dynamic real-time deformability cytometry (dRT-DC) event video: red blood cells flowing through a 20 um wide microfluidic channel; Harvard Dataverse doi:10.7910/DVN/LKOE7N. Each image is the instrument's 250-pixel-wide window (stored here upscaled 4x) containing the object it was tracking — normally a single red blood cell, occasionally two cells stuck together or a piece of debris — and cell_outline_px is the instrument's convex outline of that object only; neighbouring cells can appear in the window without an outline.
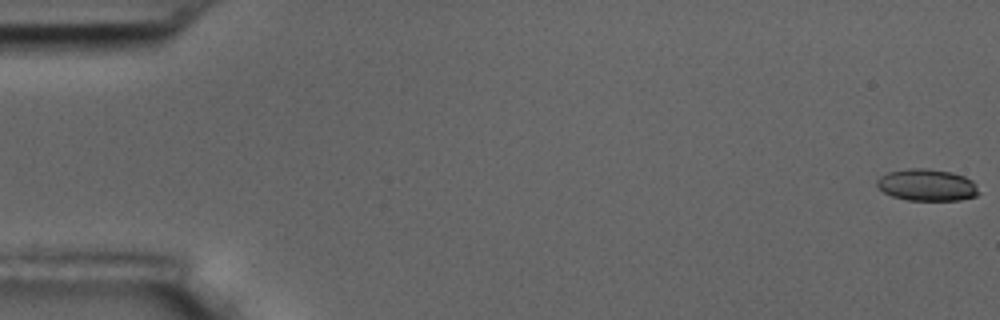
{"species": "common noctule bat (a hibernating species)", "species_latin": "Nyctalus noctula", "temperature_condition": "room temperature", "stored_images_in_passage": 51, "camera_frame_rate_fps": 3000, "um_per_image_px": 0.085, "animal": {"sex": "male", "body_mass_g": 17.5, "forearm_length_mm": 52.3}, "frame": {"image": 1, "passage_image": 1, "time_ms": 0.0, "image_size_px": [1000, 320], "cell_outline_px": [[980, 192], [976, 196], [960, 200], [908, 200], [892, 196], [884, 192], [876, 184], [876, 180], [880, 176], [888, 172], [908, 168], [928, 168], [952, 172], [964, 176], [972, 180], [976, 184]], "centroid_in_image_um": [78.81, 15.71], "position_along_channel_um": 6.2, "area_um2": 19.02}}
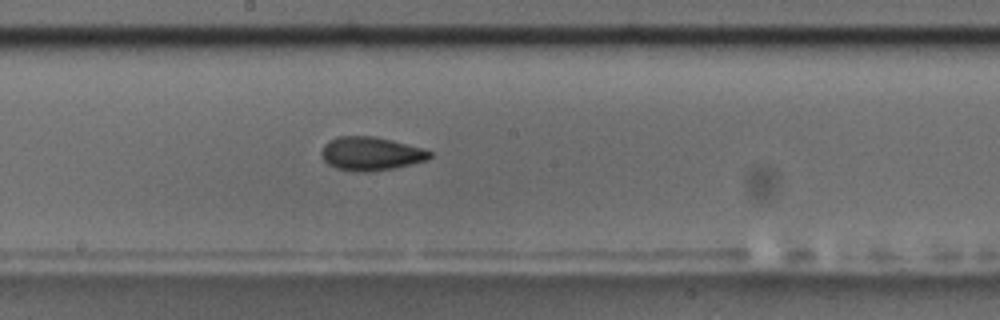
{"frame": {"image": 2, "passage_image": 31, "time_ms": 10.0, "image_size_px": [1000, 320], "cell_outline_px": [[432, 156], [428, 160], [412, 164], [392, 168], [368, 172], [352, 172], [336, 168], [328, 164], [324, 160], [320, 152], [324, 144], [328, 140], [336, 136], [376, 136], [392, 140], [420, 148], [432, 152]], "centroid_in_image_um": [31.48, 13.06], "position_along_channel_um": 216.7, "area_um2": 21.33}}
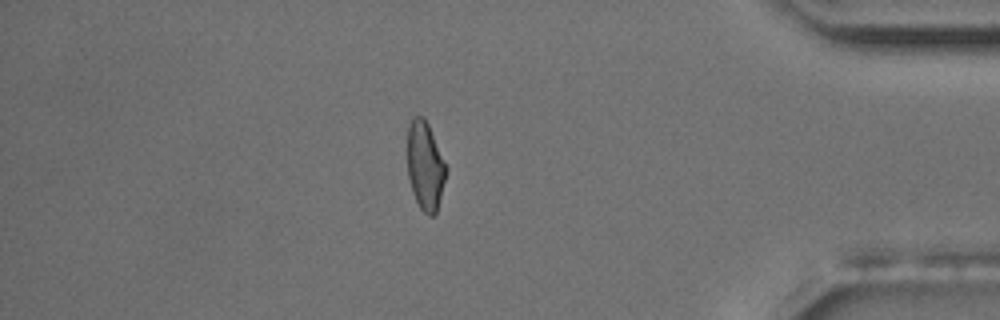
{"frame": {"image": 3, "passage_image": 49, "time_ms": 16.0, "image_size_px": [1000, 320], "cell_outline_px": [[448, 172], [436, 212], [432, 216], [428, 216], [420, 208], [412, 192], [408, 176], [408, 124], [416, 116], [424, 116], [428, 124], [448, 168]], "centroid_in_image_um": [36.15, 14.11], "position_along_channel_um": 399.0, "area_um2": 20.0}, "authors_computed_cell_mechanics": {"area_um2": 20.4034, "velocity_mm_per_s": 3.628, "shape_relaxation_time_tau1_ms": 7.8505, "shape_relaxation_time_tau2_ms": 2.6752, "deformation_change_tau1": 0.1831, "deformation_change_tau2": 0.0987}}